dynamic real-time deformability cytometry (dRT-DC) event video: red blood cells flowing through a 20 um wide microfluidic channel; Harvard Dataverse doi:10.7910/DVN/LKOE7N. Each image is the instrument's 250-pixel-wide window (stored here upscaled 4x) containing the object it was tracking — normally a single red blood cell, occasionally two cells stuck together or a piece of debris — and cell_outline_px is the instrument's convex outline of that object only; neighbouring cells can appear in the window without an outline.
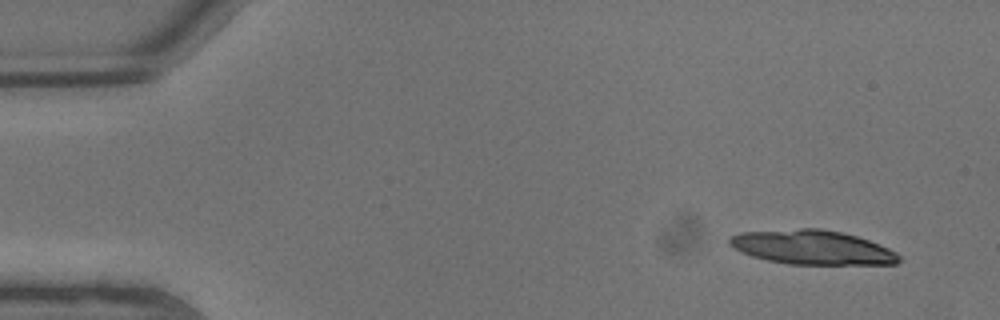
{"species": "common noctule bat (a hibernating species)", "species_latin": "Nyctalus noctula", "temperature_condition": "warm", "stored_images_in_passage": 7, "camera_frame_rate_fps": 3000, "um_per_image_px": 0.085, "animal": {"sex": "male", "body_mass_g": 13.3}, "frame": {"image": 1, "passage_image": 1, "time_ms": 0.0, "image_size_px": [1000, 320], "cell_outline_px": [[900, 260], [896, 264], [788, 264], [768, 260], [752, 256], [740, 252], [732, 248], [728, 244], [728, 240], [732, 236], [740, 232], [800, 228], [820, 228], [844, 232], [868, 240], [888, 248], [896, 252], [900, 256]], "centroid_in_image_um": [69.01, 21.02], "position_along_channel_um": 16.0, "area_um2": 33.93}}
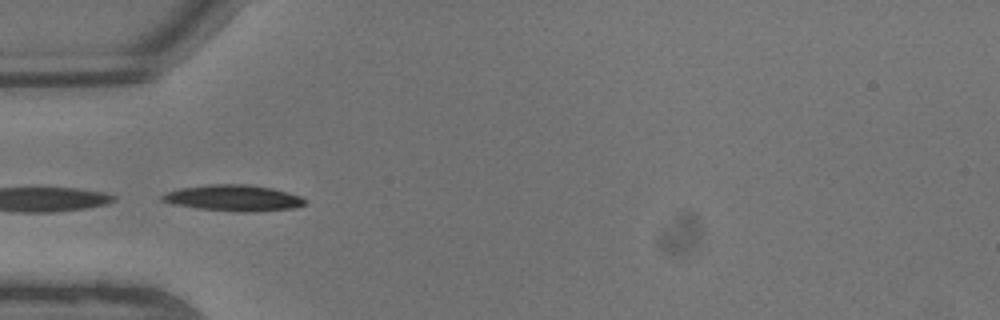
{"frame": {"image": 2, "passage_image": 6, "time_ms": 1.667, "image_size_px": [1000, 320], "cell_outline_px": [[304, 204], [292, 208], [244, 212], [240, 212], [196, 208], [172, 204], [160, 200], [160, 196], [164, 192], [180, 188], [208, 184], [248, 184], [272, 188], [288, 192], [300, 196], [304, 200]], "centroid_in_image_um": [19.76, 16.82], "position_along_channel_um": 65.2, "area_um2": 21.68}}